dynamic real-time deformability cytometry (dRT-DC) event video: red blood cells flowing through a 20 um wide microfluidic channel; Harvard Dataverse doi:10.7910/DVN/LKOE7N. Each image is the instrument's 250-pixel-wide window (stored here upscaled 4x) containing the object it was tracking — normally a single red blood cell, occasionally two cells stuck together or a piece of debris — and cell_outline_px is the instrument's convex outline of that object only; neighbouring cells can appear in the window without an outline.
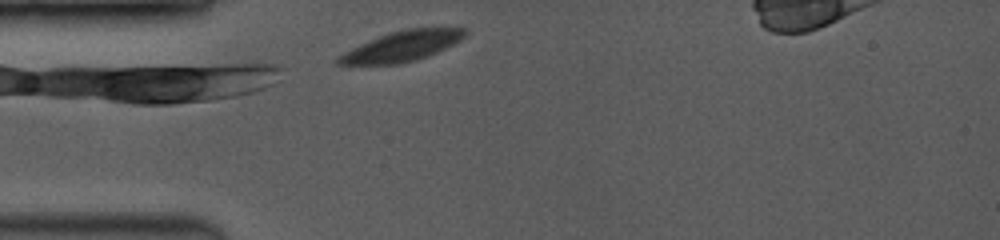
{"species": "common noctule bat (a hibernating species)", "species_latin": "Nyctalus noctula", "temperature_condition": "room temperature", "stored_images_in_passage": 15, "camera_frame_rate_fps": 3500, "um_per_image_px": 0.085, "animal": {"sex": "female", "body_mass_g": 19.0, "forearm_length_mm": 53.3}, "frame": {"image": 1, "passage_image": 1, "time_ms": 0.0, "image_size_px": [1000, 240], "cell_outline_px": [[468, 32], [460, 40], [436, 52], [416, 60], [396, 64], [336, 64], [336, 56], [368, 40], [388, 32], [408, 28], [464, 28]], "centroid_in_image_um": [34.13, 3.92], "position_along_channel_um": 50.9, "area_um2": 22.02}}
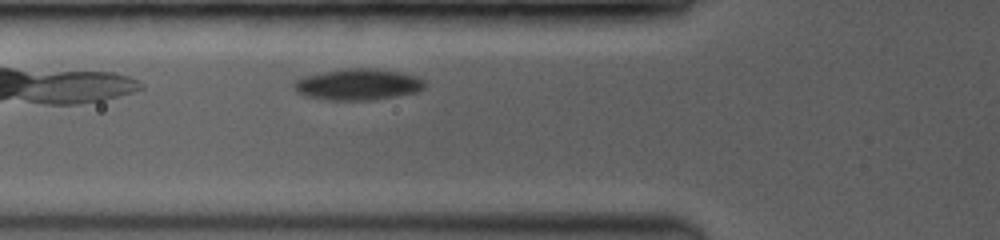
{"frame": {"image": 2, "passage_image": 6, "time_ms": 1.429, "image_size_px": [1000, 240], "cell_outline_px": [[424, 88], [416, 92], [396, 96], [372, 100], [328, 100], [304, 96], [296, 92], [292, 84], [296, 80], [304, 76], [324, 72], [348, 68], [376, 68], [400, 72], [416, 76], [424, 80]], "centroid_in_image_um": [30.41, 7.18], "position_along_channel_um": 95.4, "area_um2": 23.87}}
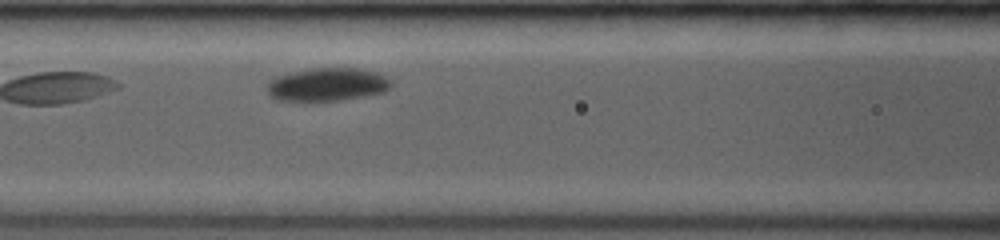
{"frame": {"image": 3, "passage_image": 10, "time_ms": 2.571, "image_size_px": [1000, 240], "cell_outline_px": [[392, 88], [384, 92], [364, 96], [340, 100], [308, 104], [276, 100], [264, 88], [276, 76], [288, 72], [312, 68], [360, 68], [376, 72], [392, 80]], "centroid_in_image_um": [27.78, 7.22], "position_along_channel_um": 138.8, "area_um2": 24.97}}